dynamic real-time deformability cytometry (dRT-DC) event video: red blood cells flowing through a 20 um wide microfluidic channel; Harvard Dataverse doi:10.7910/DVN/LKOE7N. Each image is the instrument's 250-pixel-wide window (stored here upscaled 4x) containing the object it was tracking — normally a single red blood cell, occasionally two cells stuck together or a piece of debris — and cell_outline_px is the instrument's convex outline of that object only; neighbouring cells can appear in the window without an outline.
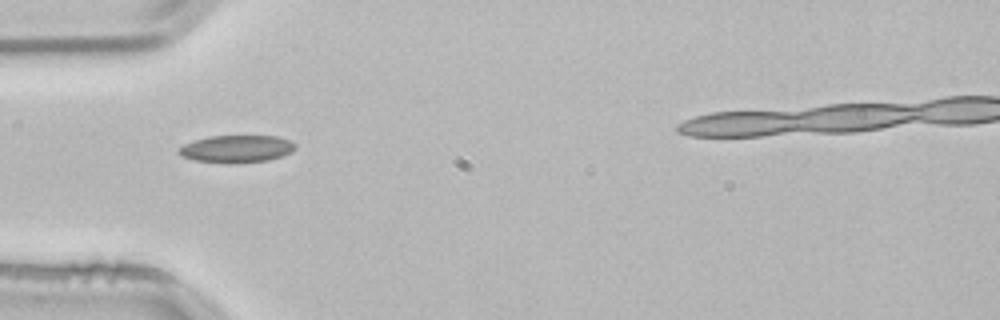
{"species": "common noctule bat (a hibernating species)", "species_latin": "Nyctalus noctula", "temperature_condition": "room temperature", "stored_images_in_passage": 5, "camera_frame_rate_fps": 3000, "um_per_image_px": 0.085, "animal": {"sex": "male", "body_mass_g": 21.5, "forearm_length_mm": 52.0}, "frame": {"image": 1, "passage_image": 4, "time_ms": 1.0, "image_size_px": [1000, 320], "cell_outline_px": [[296, 148], [292, 152], [268, 160], [228, 164], [196, 160], [184, 156], [180, 152], [180, 148], [184, 144], [208, 136], [276, 136], [288, 140], [296, 144]], "centroid_in_image_um": [20.16, 12.65], "position_along_channel_um": 64.8, "area_um2": 18.32}}